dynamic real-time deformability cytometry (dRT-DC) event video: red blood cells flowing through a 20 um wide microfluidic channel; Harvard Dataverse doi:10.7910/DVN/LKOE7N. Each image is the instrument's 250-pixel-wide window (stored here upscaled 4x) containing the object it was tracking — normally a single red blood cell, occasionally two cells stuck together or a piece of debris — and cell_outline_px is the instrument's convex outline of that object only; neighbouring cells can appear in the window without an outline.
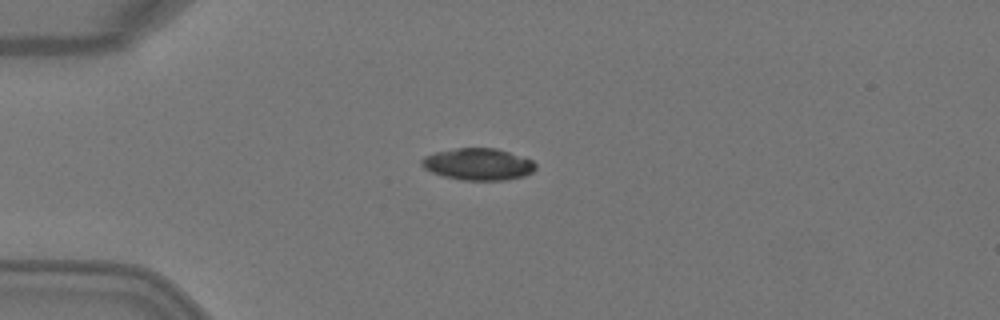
{"species": "Egyptian fruit bat (a non-hibernating species)", "species_latin": "Rousettus aegyptiacus", "temperature_condition": "warm", "stored_images_in_passage": 6, "camera_frame_rate_fps": 3000, "um_per_image_px": 0.085, "animal": {"sex": "female"}, "frame": {"image": 1, "passage_image": 3, "time_ms": 0.667, "image_size_px": [1000, 320], "cell_outline_px": [[536, 168], [532, 172], [524, 176], [508, 180], [460, 180], [444, 176], [432, 172], [424, 168], [420, 164], [420, 160], [424, 156], [436, 152], [456, 148], [496, 148], [532, 160], [536, 164]], "centroid_in_image_um": [40.63, 13.96], "position_along_channel_um": 44.4, "area_um2": 21.15}}
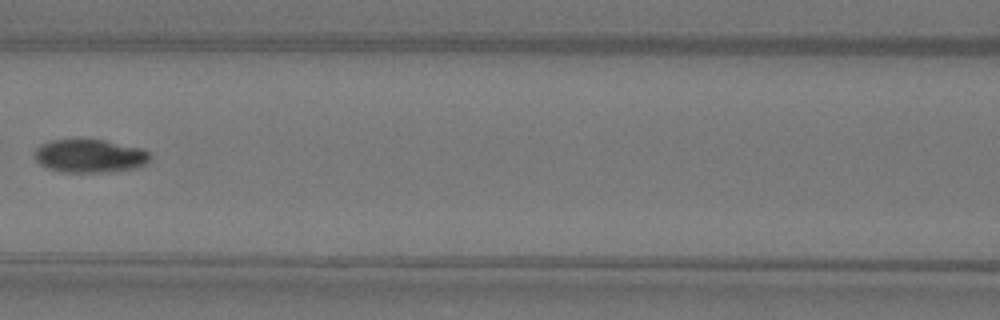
{"frame": {"image": 2, "passage_image": 6, "time_ms": 1.667, "image_size_px": [1000, 320], "cell_outline_px": [[152, 160], [148, 164], [136, 168], [112, 172], [60, 172], [48, 168], [40, 164], [36, 160], [32, 152], [40, 144], [48, 140], [104, 140], [144, 148], [152, 152]], "centroid_in_image_um": [7.69, 13.26], "position_along_channel_um": 158.9, "area_um2": 23.0}}